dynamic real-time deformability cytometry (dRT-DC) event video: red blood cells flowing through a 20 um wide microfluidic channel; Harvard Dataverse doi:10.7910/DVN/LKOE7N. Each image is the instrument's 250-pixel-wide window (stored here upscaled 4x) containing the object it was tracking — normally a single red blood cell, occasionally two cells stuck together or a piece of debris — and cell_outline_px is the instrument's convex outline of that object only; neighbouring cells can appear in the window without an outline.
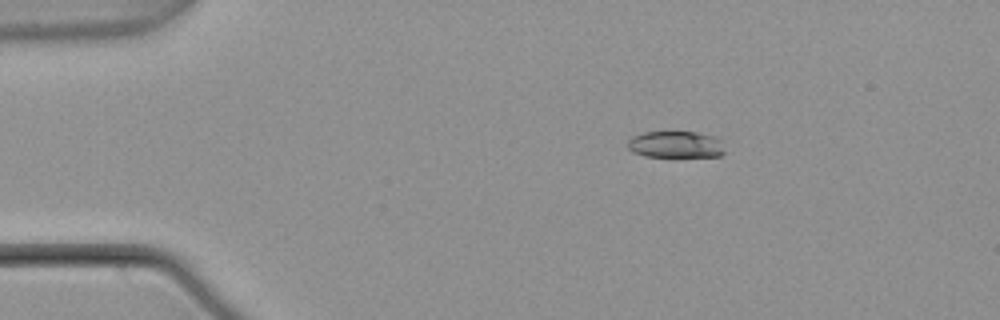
{"species": "common noctule bat (a hibernating species)", "species_latin": "Nyctalus noctula", "temperature_condition": "warm", "stored_images_in_passage": 3, "camera_frame_rate_fps": 3000, "um_per_image_px": 0.085, "animal": {"sex": "male", "body_mass_g": 21.5, "forearm_length_mm": 52.0}, "frame": {"image": 1, "passage_image": 1, "time_ms": 0.0, "image_size_px": [1000, 320], "cell_outline_px": [[724, 152], [720, 156], [644, 156], [632, 152], [628, 148], [628, 140], [632, 136], [644, 132], [696, 132], [712, 136], [724, 140]], "centroid_in_image_um": [57.45, 12.28], "position_along_channel_um": 27.6, "area_um2": 15.14}}